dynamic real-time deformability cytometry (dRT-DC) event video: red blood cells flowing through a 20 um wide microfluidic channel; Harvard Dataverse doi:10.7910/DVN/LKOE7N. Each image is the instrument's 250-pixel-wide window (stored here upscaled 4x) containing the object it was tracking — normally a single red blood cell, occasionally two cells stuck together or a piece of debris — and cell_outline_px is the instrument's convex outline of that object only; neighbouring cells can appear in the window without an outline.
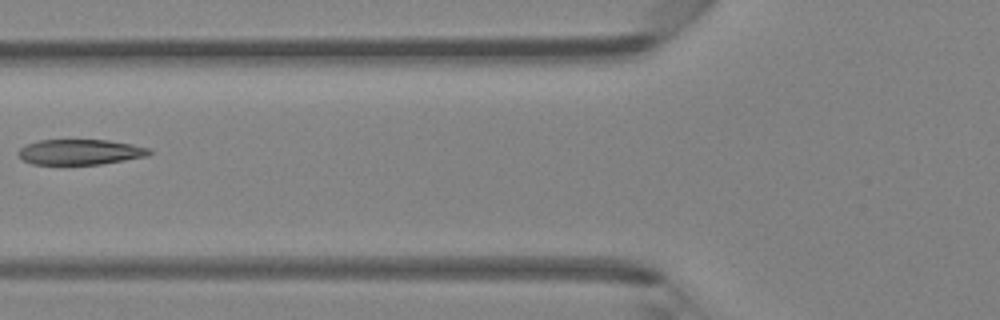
{"species": "Egyptian fruit bat (a non-hibernating species)", "species_latin": "Rousettus aegyptiacus", "temperature_condition": "room temperature", "stored_images_in_passage": 5, "camera_frame_rate_fps": 3000, "um_per_image_px": 0.085, "animal": {"sex": "female"}, "frame": {"image": 1, "passage_image": 5, "time_ms": 4.667, "image_size_px": [1000, 320], "cell_outline_px": [[152, 152], [148, 156], [100, 164], [32, 164], [24, 160], [16, 152], [24, 144], [40, 140], [108, 140], [132, 144], [152, 148]], "centroid_in_image_um": [6.83, 12.91], "position_along_channel_um": 119.0, "area_um2": 19.42}}